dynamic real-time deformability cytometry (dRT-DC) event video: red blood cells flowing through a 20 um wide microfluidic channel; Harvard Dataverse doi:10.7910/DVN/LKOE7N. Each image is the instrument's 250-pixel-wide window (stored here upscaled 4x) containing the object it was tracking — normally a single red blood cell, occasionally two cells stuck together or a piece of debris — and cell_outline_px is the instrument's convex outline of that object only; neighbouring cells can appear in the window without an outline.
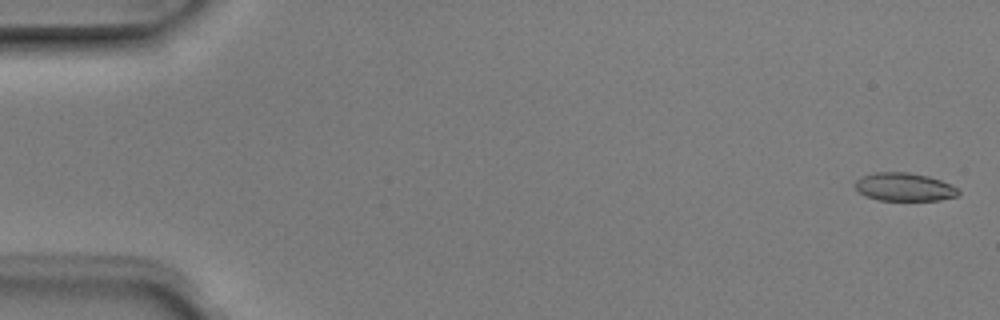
{"species": "Egyptian fruit bat (a non-hibernating species)", "species_latin": "Rousettus aegyptiacus", "temperature_condition": "room temperature", "stored_images_in_passage": 5, "camera_frame_rate_fps": 3000, "um_per_image_px": 0.085, "animal": {"sex": "male"}, "frame": {"image": 1, "passage_image": 1, "time_ms": 0.0, "image_size_px": [1000, 320], "cell_outline_px": [[960, 192], [956, 196], [940, 200], [880, 200], [864, 196], [856, 188], [856, 180], [872, 172], [908, 172], [928, 176], [940, 180], [956, 188]], "centroid_in_image_um": [76.85, 15.89], "position_along_channel_um": 8.2, "area_um2": 16.76}}
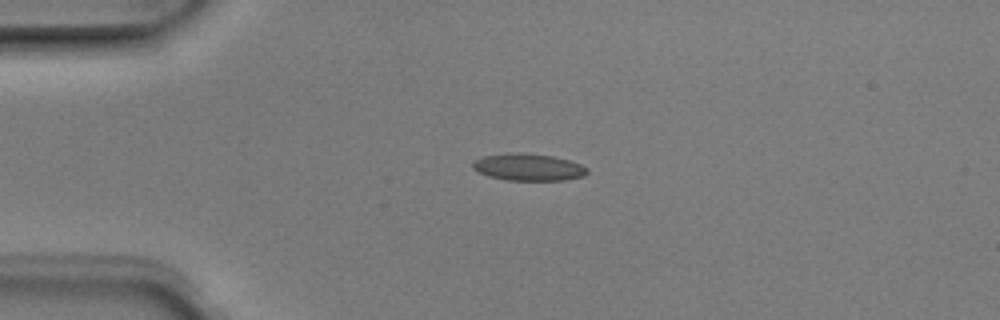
{"frame": {"image": 2, "passage_image": 4, "time_ms": 1.0, "image_size_px": [1000, 320], "cell_outline_px": [[588, 172], [584, 176], [564, 180], [508, 180], [488, 176], [472, 168], [472, 164], [476, 160], [484, 156], [516, 152], [520, 152], [552, 156], [568, 160], [580, 164], [588, 168]], "centroid_in_image_um": [44.93, 14.21], "position_along_channel_um": 40.1, "area_um2": 17.86}}